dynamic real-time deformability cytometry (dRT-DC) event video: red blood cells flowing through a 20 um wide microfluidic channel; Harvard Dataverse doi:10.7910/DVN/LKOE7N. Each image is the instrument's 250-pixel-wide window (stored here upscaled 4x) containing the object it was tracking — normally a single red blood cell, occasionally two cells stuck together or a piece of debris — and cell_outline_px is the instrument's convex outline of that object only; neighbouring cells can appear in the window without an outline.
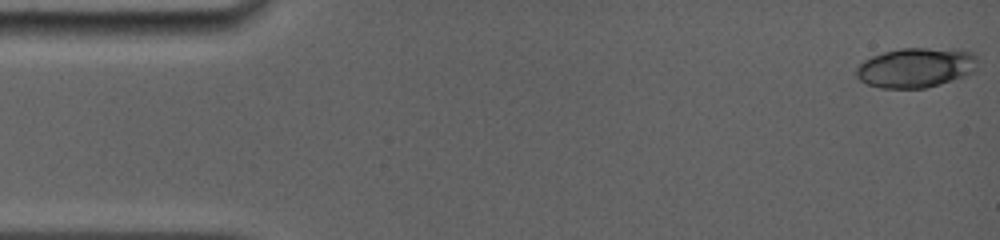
{"species": "common noctule bat (a hibernating species)", "species_latin": "Nyctalus noctula", "temperature_condition": "room temperature", "stored_images_in_passage": 8, "camera_frame_rate_fps": 5000, "um_per_image_px": 0.085, "animal": {"sex": "female", "body_mass_g": 19.0, "forearm_length_mm": 56.7}, "frame": {"image": 1, "passage_image": 1, "time_ms": 0.0, "image_size_px": [1000, 240], "cell_outline_px": [[976, 60], [972, 72], [964, 76], [940, 84], [924, 88], [880, 88], [868, 84], [860, 80], [856, 76], [856, 68], [864, 60], [872, 56], [884, 52], [900, 48], [960, 48], [972, 52], [976, 56]], "centroid_in_image_um": [77.84, 5.73], "position_along_channel_um": 7.2, "area_um2": 28.21}}
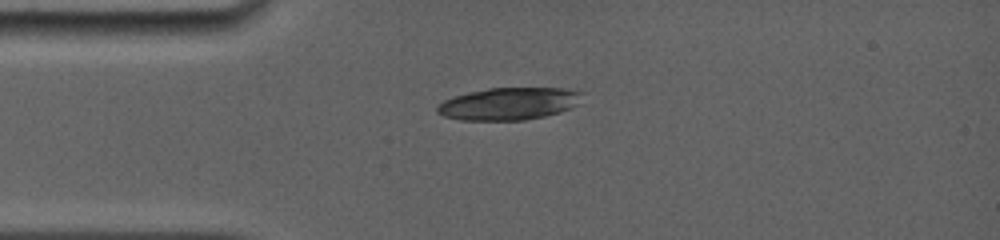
{"frame": {"image": 2, "passage_image": 8, "time_ms": 3.6, "image_size_px": [1000, 240], "cell_outline_px": [[584, 92], [576, 104], [572, 108], [560, 112], [544, 116], [524, 120], [460, 120], [444, 116], [436, 112], [436, 108], [444, 100], [468, 92], [488, 88], [564, 88]], "centroid_in_image_um": [43.26, 8.81], "position_along_channel_um": 41.7, "area_um2": 27.22}}